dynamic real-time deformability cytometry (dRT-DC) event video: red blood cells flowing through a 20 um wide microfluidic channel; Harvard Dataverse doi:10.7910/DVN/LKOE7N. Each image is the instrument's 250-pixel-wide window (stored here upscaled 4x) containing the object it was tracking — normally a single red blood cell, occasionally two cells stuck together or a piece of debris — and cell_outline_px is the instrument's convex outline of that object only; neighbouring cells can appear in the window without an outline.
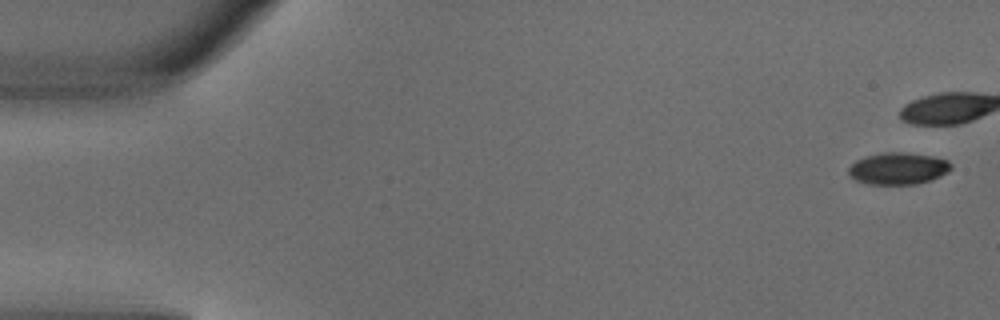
{"species": "common noctule bat (a hibernating species)", "species_latin": "Nyctalus noctula", "temperature_condition": "warm", "stored_images_in_passage": 6, "camera_frame_rate_fps": 3000, "um_per_image_px": 0.085, "animal": {"sex": "male", "body_mass_g": 18.8}, "frame": {"image": 1, "passage_image": 1, "time_ms": 0.0, "image_size_px": [1000, 320], "cell_outline_px": [[952, 168], [948, 172], [940, 176], [916, 184], [868, 184], [856, 180], [848, 172], [848, 168], [856, 160], [868, 156], [884, 152], [900, 152], [932, 156], [948, 160], [952, 164]], "centroid_in_image_um": [76.36, 14.32], "position_along_channel_um": 8.6, "area_um2": 18.84}}
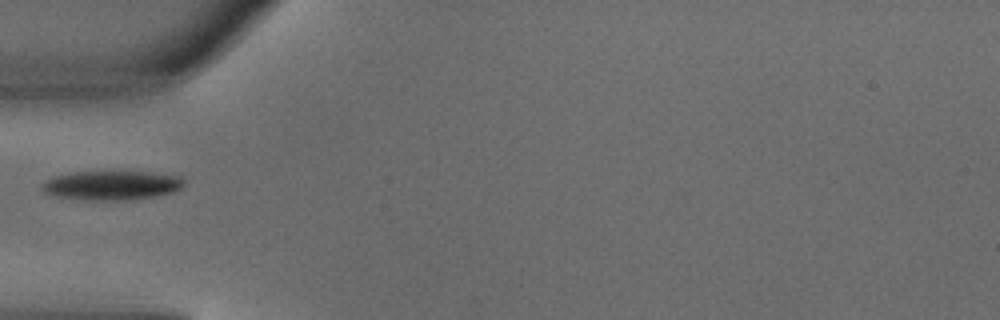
{"frame": {"image": 2, "passage_image": 5, "time_ms": 1.333, "image_size_px": [1000, 320], "cell_outline_px": [[184, 184], [180, 188], [172, 192], [152, 196], [120, 200], [88, 200], [56, 196], [44, 192], [44, 180], [52, 176], [68, 172], [116, 168], [180, 176], [184, 180]], "centroid_in_image_um": [9.46, 15.68], "position_along_channel_um": 75.5, "area_um2": 24.97}}